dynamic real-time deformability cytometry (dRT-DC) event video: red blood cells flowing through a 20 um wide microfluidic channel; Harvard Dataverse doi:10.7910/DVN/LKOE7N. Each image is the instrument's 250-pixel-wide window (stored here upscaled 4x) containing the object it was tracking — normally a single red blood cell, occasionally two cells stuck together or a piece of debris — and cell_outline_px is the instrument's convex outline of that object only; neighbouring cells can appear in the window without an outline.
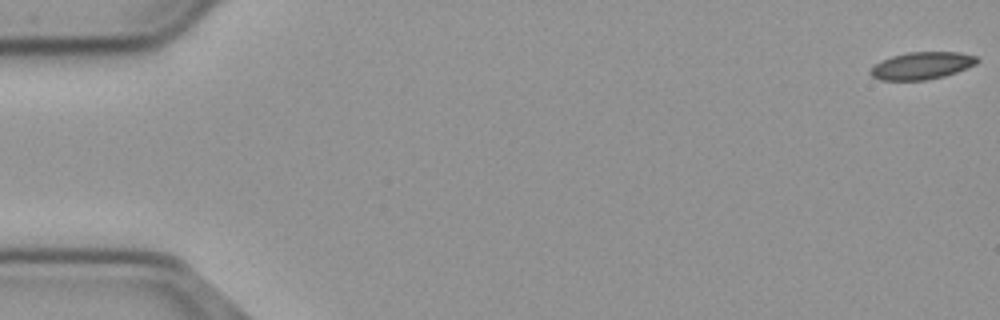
{"species": "common noctule bat (a hibernating species)", "species_latin": "Nyctalus noctula", "temperature_condition": "cold", "stored_images_in_passage": 8, "camera_frame_rate_fps": 3000, "um_per_image_px": 0.085, "animal": {"sex": "male", "body_mass_g": 23.1, "forearm_length_mm": 52.7}, "frame": {"image": 1, "passage_image": 1, "time_ms": 0.0, "image_size_px": [1000, 320], "cell_outline_px": [[980, 60], [976, 64], [956, 72], [944, 76], [924, 80], [880, 80], [872, 76], [868, 72], [880, 60], [892, 56], [908, 52], [960, 52], [976, 56]], "centroid_in_image_um": [78.35, 5.57], "position_along_channel_um": 6.6, "area_um2": 16.94}}